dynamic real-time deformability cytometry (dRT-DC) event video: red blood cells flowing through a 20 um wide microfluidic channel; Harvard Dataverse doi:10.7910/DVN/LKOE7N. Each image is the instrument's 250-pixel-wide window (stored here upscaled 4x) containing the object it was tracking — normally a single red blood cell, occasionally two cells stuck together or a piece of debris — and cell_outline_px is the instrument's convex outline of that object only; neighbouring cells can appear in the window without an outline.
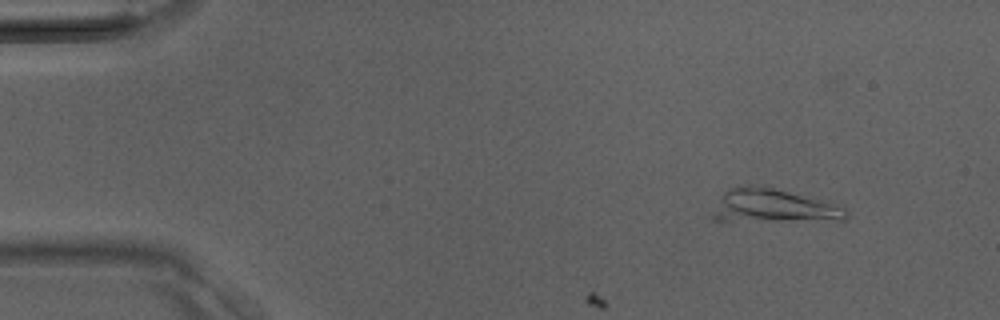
{"species": "Egyptian fruit bat (a non-hibernating species)", "species_latin": "Rousettus aegyptiacus", "temperature_condition": "room temperature", "stored_images_in_passage": 9, "camera_frame_rate_fps": 3000, "um_per_image_px": 0.085, "animal": {"sex": "male"}, "frame": {"image": 1, "passage_image": 1, "time_ms": 0.0, "image_size_px": [1000, 320], "cell_outline_px": [[848, 216], [844, 220], [712, 220], [708, 216], [724, 192], [728, 188], [748, 184], [772, 188], [820, 200], [844, 208], [848, 212]], "centroid_in_image_um": [65.64, 17.51], "position_along_channel_um": 19.4, "area_um2": 25.49}}